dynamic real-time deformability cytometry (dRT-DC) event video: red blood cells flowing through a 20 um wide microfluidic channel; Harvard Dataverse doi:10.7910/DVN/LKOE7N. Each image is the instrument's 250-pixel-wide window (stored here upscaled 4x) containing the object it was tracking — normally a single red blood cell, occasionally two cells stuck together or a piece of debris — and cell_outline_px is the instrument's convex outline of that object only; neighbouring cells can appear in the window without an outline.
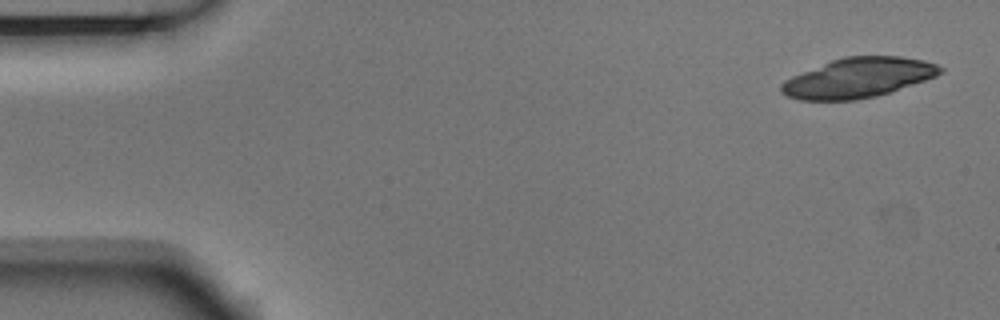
{"species": "Egyptian fruit bat (a non-hibernating species)", "species_latin": "Rousettus aegyptiacus", "temperature_condition": "room temperature", "stored_images_in_passage": 2, "segment_of_instrument_passage": [2, 2], "camera_frame_rate_fps": 3000, "um_per_image_px": 0.085, "animal": {"sex": "male"}, "frame": {"image": 1, "passage_image": 2, "time_ms": 0.333, "image_size_px": [1000, 320], "cell_outline_px": [[944, 72], [936, 76], [876, 96], [856, 100], [800, 100], [788, 96], [780, 92], [780, 84], [784, 80], [792, 76], [832, 60], [844, 56], [900, 56], [924, 60], [936, 64], [944, 68]], "centroid_in_image_um": [72.94, 6.61], "position_along_channel_um": 12.1, "area_um2": 36.65}}